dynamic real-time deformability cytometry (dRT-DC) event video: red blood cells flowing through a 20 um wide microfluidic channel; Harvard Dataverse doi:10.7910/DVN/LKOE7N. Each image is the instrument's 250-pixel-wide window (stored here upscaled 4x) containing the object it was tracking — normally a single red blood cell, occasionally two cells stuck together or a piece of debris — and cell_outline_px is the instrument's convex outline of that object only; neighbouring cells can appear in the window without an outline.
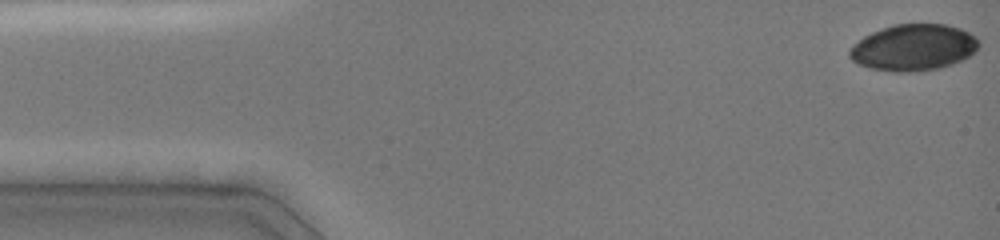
{"species": "common noctule bat (a hibernating species)", "species_latin": "Nyctalus noctula", "temperature_condition": "cold", "stored_images_in_passage": 6, "camera_frame_rate_fps": 3000, "um_per_image_px": 0.085, "animal": {"sex": "female", "body_mass_g": 19.0, "forearm_length_mm": 51.5}, "frame": {"image": 1, "passage_image": 1, "time_ms": 0.0, "image_size_px": [1000, 240], "cell_outline_px": [[980, 44], [976, 52], [952, 64], [940, 68], [916, 72], [892, 72], [868, 68], [852, 60], [848, 56], [848, 52], [852, 44], [864, 36], [872, 32], [896, 24], [948, 24], [960, 28], [976, 36], [980, 40]], "centroid_in_image_um": [77.66, 4.04], "position_along_channel_um": 7.3, "area_um2": 35.26}}